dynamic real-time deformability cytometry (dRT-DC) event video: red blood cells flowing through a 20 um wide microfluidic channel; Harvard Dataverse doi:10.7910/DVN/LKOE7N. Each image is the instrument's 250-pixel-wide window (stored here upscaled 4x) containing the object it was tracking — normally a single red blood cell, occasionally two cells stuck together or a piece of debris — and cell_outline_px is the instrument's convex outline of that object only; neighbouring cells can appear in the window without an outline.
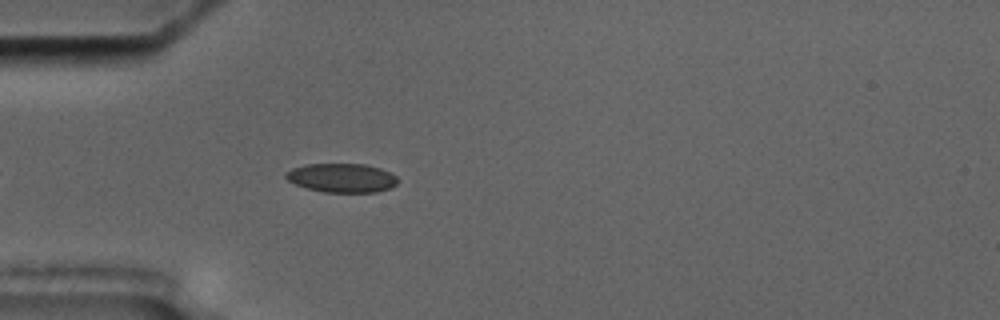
{"species": "common noctule bat (a hibernating species)", "species_latin": "Nyctalus noctula", "temperature_condition": "cold", "stored_images_in_passage": 1, "camera_frame_rate_fps": 3000, "um_per_image_px": 0.085, "animal": {"sex": "male", "body_mass_g": 17.5, "forearm_length_mm": 52.3}, "frame": {"image": 1, "passage_image": 1, "time_ms": 0.0, "image_size_px": [1000, 320], "cell_outline_px": [[396, 184], [392, 188], [376, 192], [324, 192], [308, 188], [296, 184], [288, 180], [284, 176], [284, 172], [292, 168], [304, 164], [364, 164], [380, 168], [396, 176]], "centroid_in_image_um": [29.03, 15.11], "position_along_channel_um": 56.0, "area_um2": 18.84}}